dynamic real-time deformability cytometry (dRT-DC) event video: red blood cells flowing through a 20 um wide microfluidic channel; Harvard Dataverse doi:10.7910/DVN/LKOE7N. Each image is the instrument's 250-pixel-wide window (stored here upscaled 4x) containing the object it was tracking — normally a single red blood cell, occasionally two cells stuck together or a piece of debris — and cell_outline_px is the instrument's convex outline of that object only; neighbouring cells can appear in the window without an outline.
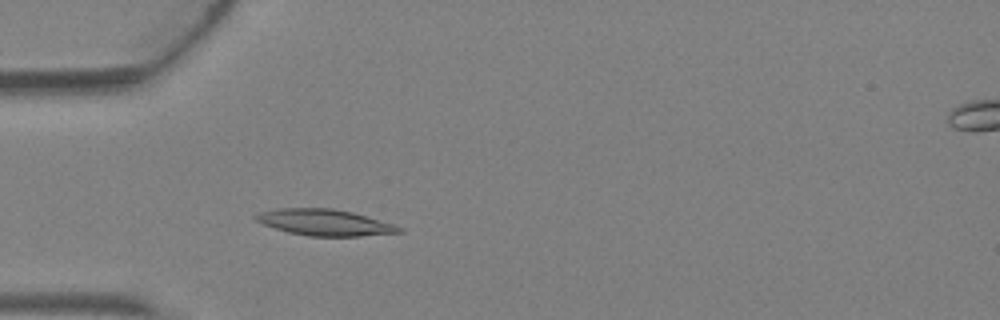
{"species": "Egyptian fruit bat (a non-hibernating species)", "species_latin": "Rousettus aegyptiacus", "temperature_condition": "warm", "stored_images_in_passage": 3, "camera_frame_rate_fps": 3000, "um_per_image_px": 0.085, "animal": {"sex": "female"}, "frame": {"image": 1, "passage_image": 2, "time_ms": 0.333, "image_size_px": [1000, 320], "cell_outline_px": [[404, 232], [360, 236], [308, 236], [288, 232], [264, 224], [256, 220], [252, 216], [260, 212], [276, 208], [332, 208], [352, 212], [396, 224], [404, 228]], "centroid_in_image_um": [27.64, 18.9], "position_along_channel_um": 57.4, "area_um2": 22.02}}